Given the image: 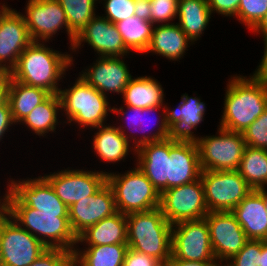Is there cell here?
I'll use <instances>...</instances> for the list:
<instances>
[{
    "mask_svg": "<svg viewBox=\"0 0 267 266\" xmlns=\"http://www.w3.org/2000/svg\"><path fill=\"white\" fill-rule=\"evenodd\" d=\"M205 202L209 212L232 211L253 189L236 171L201 172Z\"/></svg>",
    "mask_w": 267,
    "mask_h": 266,
    "instance_id": "cell-8",
    "label": "cell"
},
{
    "mask_svg": "<svg viewBox=\"0 0 267 266\" xmlns=\"http://www.w3.org/2000/svg\"><path fill=\"white\" fill-rule=\"evenodd\" d=\"M159 208L171 225L204 218L209 211L202 180L199 178L191 183L163 191L160 194Z\"/></svg>",
    "mask_w": 267,
    "mask_h": 266,
    "instance_id": "cell-10",
    "label": "cell"
},
{
    "mask_svg": "<svg viewBox=\"0 0 267 266\" xmlns=\"http://www.w3.org/2000/svg\"><path fill=\"white\" fill-rule=\"evenodd\" d=\"M32 42L23 14L11 8L0 23V72L10 73Z\"/></svg>",
    "mask_w": 267,
    "mask_h": 266,
    "instance_id": "cell-19",
    "label": "cell"
},
{
    "mask_svg": "<svg viewBox=\"0 0 267 266\" xmlns=\"http://www.w3.org/2000/svg\"><path fill=\"white\" fill-rule=\"evenodd\" d=\"M192 44L177 23L158 24L153 27L151 40L145 53H154L170 61H178L183 58Z\"/></svg>",
    "mask_w": 267,
    "mask_h": 266,
    "instance_id": "cell-25",
    "label": "cell"
},
{
    "mask_svg": "<svg viewBox=\"0 0 267 266\" xmlns=\"http://www.w3.org/2000/svg\"><path fill=\"white\" fill-rule=\"evenodd\" d=\"M45 249L9 215L0 218V266H29Z\"/></svg>",
    "mask_w": 267,
    "mask_h": 266,
    "instance_id": "cell-9",
    "label": "cell"
},
{
    "mask_svg": "<svg viewBox=\"0 0 267 266\" xmlns=\"http://www.w3.org/2000/svg\"><path fill=\"white\" fill-rule=\"evenodd\" d=\"M112 188L106 183L99 191L69 207V222L78 237L88 227L117 213Z\"/></svg>",
    "mask_w": 267,
    "mask_h": 266,
    "instance_id": "cell-20",
    "label": "cell"
},
{
    "mask_svg": "<svg viewBox=\"0 0 267 266\" xmlns=\"http://www.w3.org/2000/svg\"><path fill=\"white\" fill-rule=\"evenodd\" d=\"M5 195L0 196V215H8L9 195H10V180L7 185ZM2 197V198H1Z\"/></svg>",
    "mask_w": 267,
    "mask_h": 266,
    "instance_id": "cell-49",
    "label": "cell"
},
{
    "mask_svg": "<svg viewBox=\"0 0 267 266\" xmlns=\"http://www.w3.org/2000/svg\"><path fill=\"white\" fill-rule=\"evenodd\" d=\"M151 0H135V16L151 21Z\"/></svg>",
    "mask_w": 267,
    "mask_h": 266,
    "instance_id": "cell-45",
    "label": "cell"
},
{
    "mask_svg": "<svg viewBox=\"0 0 267 266\" xmlns=\"http://www.w3.org/2000/svg\"><path fill=\"white\" fill-rule=\"evenodd\" d=\"M172 256L185 261L217 262L205 218L172 225Z\"/></svg>",
    "mask_w": 267,
    "mask_h": 266,
    "instance_id": "cell-11",
    "label": "cell"
},
{
    "mask_svg": "<svg viewBox=\"0 0 267 266\" xmlns=\"http://www.w3.org/2000/svg\"><path fill=\"white\" fill-rule=\"evenodd\" d=\"M83 42L100 57H123L130 54L116 25L103 16L96 15L87 23L75 37L70 50L73 53L79 51L81 44L84 46Z\"/></svg>",
    "mask_w": 267,
    "mask_h": 266,
    "instance_id": "cell-16",
    "label": "cell"
},
{
    "mask_svg": "<svg viewBox=\"0 0 267 266\" xmlns=\"http://www.w3.org/2000/svg\"><path fill=\"white\" fill-rule=\"evenodd\" d=\"M127 172H107V183L113 190L118 212H144L160 205V193L146 175L136 166Z\"/></svg>",
    "mask_w": 267,
    "mask_h": 266,
    "instance_id": "cell-6",
    "label": "cell"
},
{
    "mask_svg": "<svg viewBox=\"0 0 267 266\" xmlns=\"http://www.w3.org/2000/svg\"><path fill=\"white\" fill-rule=\"evenodd\" d=\"M240 0H208V6L212 13H218L225 17L237 16Z\"/></svg>",
    "mask_w": 267,
    "mask_h": 266,
    "instance_id": "cell-42",
    "label": "cell"
},
{
    "mask_svg": "<svg viewBox=\"0 0 267 266\" xmlns=\"http://www.w3.org/2000/svg\"><path fill=\"white\" fill-rule=\"evenodd\" d=\"M72 252L60 248H47L29 266H70Z\"/></svg>",
    "mask_w": 267,
    "mask_h": 266,
    "instance_id": "cell-41",
    "label": "cell"
},
{
    "mask_svg": "<svg viewBox=\"0 0 267 266\" xmlns=\"http://www.w3.org/2000/svg\"><path fill=\"white\" fill-rule=\"evenodd\" d=\"M237 171L253 190L266 189L267 150L246 145Z\"/></svg>",
    "mask_w": 267,
    "mask_h": 266,
    "instance_id": "cell-33",
    "label": "cell"
},
{
    "mask_svg": "<svg viewBox=\"0 0 267 266\" xmlns=\"http://www.w3.org/2000/svg\"><path fill=\"white\" fill-rule=\"evenodd\" d=\"M127 244L97 245L82 248L75 247L72 263L75 266H123Z\"/></svg>",
    "mask_w": 267,
    "mask_h": 266,
    "instance_id": "cell-30",
    "label": "cell"
},
{
    "mask_svg": "<svg viewBox=\"0 0 267 266\" xmlns=\"http://www.w3.org/2000/svg\"><path fill=\"white\" fill-rule=\"evenodd\" d=\"M202 171L238 170L246 147L243 134L218 127L217 133L195 139Z\"/></svg>",
    "mask_w": 267,
    "mask_h": 266,
    "instance_id": "cell-7",
    "label": "cell"
},
{
    "mask_svg": "<svg viewBox=\"0 0 267 266\" xmlns=\"http://www.w3.org/2000/svg\"><path fill=\"white\" fill-rule=\"evenodd\" d=\"M50 93L39 87L22 84L11 78L8 88V103L15 124H19Z\"/></svg>",
    "mask_w": 267,
    "mask_h": 266,
    "instance_id": "cell-31",
    "label": "cell"
},
{
    "mask_svg": "<svg viewBox=\"0 0 267 266\" xmlns=\"http://www.w3.org/2000/svg\"><path fill=\"white\" fill-rule=\"evenodd\" d=\"M8 215L47 248L73 253L77 237L69 222V213L42 212L28 206H8Z\"/></svg>",
    "mask_w": 267,
    "mask_h": 266,
    "instance_id": "cell-5",
    "label": "cell"
},
{
    "mask_svg": "<svg viewBox=\"0 0 267 266\" xmlns=\"http://www.w3.org/2000/svg\"><path fill=\"white\" fill-rule=\"evenodd\" d=\"M135 154L136 166L146 175L155 189L160 194L169 189L170 138L144 144Z\"/></svg>",
    "mask_w": 267,
    "mask_h": 266,
    "instance_id": "cell-22",
    "label": "cell"
},
{
    "mask_svg": "<svg viewBox=\"0 0 267 266\" xmlns=\"http://www.w3.org/2000/svg\"><path fill=\"white\" fill-rule=\"evenodd\" d=\"M130 52L145 53L152 36L154 24L151 21L132 16L114 23Z\"/></svg>",
    "mask_w": 267,
    "mask_h": 266,
    "instance_id": "cell-34",
    "label": "cell"
},
{
    "mask_svg": "<svg viewBox=\"0 0 267 266\" xmlns=\"http://www.w3.org/2000/svg\"><path fill=\"white\" fill-rule=\"evenodd\" d=\"M242 134L247 146L267 150V109Z\"/></svg>",
    "mask_w": 267,
    "mask_h": 266,
    "instance_id": "cell-38",
    "label": "cell"
},
{
    "mask_svg": "<svg viewBox=\"0 0 267 266\" xmlns=\"http://www.w3.org/2000/svg\"><path fill=\"white\" fill-rule=\"evenodd\" d=\"M159 263L160 261L152 256L128 248L123 266H157Z\"/></svg>",
    "mask_w": 267,
    "mask_h": 266,
    "instance_id": "cell-43",
    "label": "cell"
},
{
    "mask_svg": "<svg viewBox=\"0 0 267 266\" xmlns=\"http://www.w3.org/2000/svg\"><path fill=\"white\" fill-rule=\"evenodd\" d=\"M11 81L8 72H0V106L8 101V88Z\"/></svg>",
    "mask_w": 267,
    "mask_h": 266,
    "instance_id": "cell-47",
    "label": "cell"
},
{
    "mask_svg": "<svg viewBox=\"0 0 267 266\" xmlns=\"http://www.w3.org/2000/svg\"><path fill=\"white\" fill-rule=\"evenodd\" d=\"M225 263L223 266H260L261 240H249L236 255Z\"/></svg>",
    "mask_w": 267,
    "mask_h": 266,
    "instance_id": "cell-37",
    "label": "cell"
},
{
    "mask_svg": "<svg viewBox=\"0 0 267 266\" xmlns=\"http://www.w3.org/2000/svg\"><path fill=\"white\" fill-rule=\"evenodd\" d=\"M68 87L61 88L59 92L62 114L66 116L62 122L70 125L73 122L82 128V132L87 127L89 130L105 125L107 116L113 112L108 97L80 76L71 87L70 85Z\"/></svg>",
    "mask_w": 267,
    "mask_h": 266,
    "instance_id": "cell-4",
    "label": "cell"
},
{
    "mask_svg": "<svg viewBox=\"0 0 267 266\" xmlns=\"http://www.w3.org/2000/svg\"><path fill=\"white\" fill-rule=\"evenodd\" d=\"M201 172L196 141L170 137L169 188L198 180Z\"/></svg>",
    "mask_w": 267,
    "mask_h": 266,
    "instance_id": "cell-21",
    "label": "cell"
},
{
    "mask_svg": "<svg viewBox=\"0 0 267 266\" xmlns=\"http://www.w3.org/2000/svg\"><path fill=\"white\" fill-rule=\"evenodd\" d=\"M249 240H267V214L263 196L250 192L232 211Z\"/></svg>",
    "mask_w": 267,
    "mask_h": 266,
    "instance_id": "cell-24",
    "label": "cell"
},
{
    "mask_svg": "<svg viewBox=\"0 0 267 266\" xmlns=\"http://www.w3.org/2000/svg\"><path fill=\"white\" fill-rule=\"evenodd\" d=\"M266 12L267 0H240L236 18L252 31Z\"/></svg>",
    "mask_w": 267,
    "mask_h": 266,
    "instance_id": "cell-36",
    "label": "cell"
},
{
    "mask_svg": "<svg viewBox=\"0 0 267 266\" xmlns=\"http://www.w3.org/2000/svg\"><path fill=\"white\" fill-rule=\"evenodd\" d=\"M168 103H164L166 122L176 139L195 140L198 135L194 134L198 125L203 121L206 111L205 102L200 97H190L188 94L181 96V101L175 109H171Z\"/></svg>",
    "mask_w": 267,
    "mask_h": 266,
    "instance_id": "cell-23",
    "label": "cell"
},
{
    "mask_svg": "<svg viewBox=\"0 0 267 266\" xmlns=\"http://www.w3.org/2000/svg\"><path fill=\"white\" fill-rule=\"evenodd\" d=\"M99 0H58L62 6L69 26V32L76 37L87 23L96 16Z\"/></svg>",
    "mask_w": 267,
    "mask_h": 266,
    "instance_id": "cell-35",
    "label": "cell"
},
{
    "mask_svg": "<svg viewBox=\"0 0 267 266\" xmlns=\"http://www.w3.org/2000/svg\"><path fill=\"white\" fill-rule=\"evenodd\" d=\"M11 9V7H9L8 5H6L5 3L2 4V6H0V23L2 20V17Z\"/></svg>",
    "mask_w": 267,
    "mask_h": 266,
    "instance_id": "cell-52",
    "label": "cell"
},
{
    "mask_svg": "<svg viewBox=\"0 0 267 266\" xmlns=\"http://www.w3.org/2000/svg\"><path fill=\"white\" fill-rule=\"evenodd\" d=\"M23 14L33 42H48L60 30L65 29L71 49L75 37L69 32L65 12L58 0H27Z\"/></svg>",
    "mask_w": 267,
    "mask_h": 266,
    "instance_id": "cell-13",
    "label": "cell"
},
{
    "mask_svg": "<svg viewBox=\"0 0 267 266\" xmlns=\"http://www.w3.org/2000/svg\"><path fill=\"white\" fill-rule=\"evenodd\" d=\"M264 198L265 201V210H266V214H267V190L266 189H258L257 190Z\"/></svg>",
    "mask_w": 267,
    "mask_h": 266,
    "instance_id": "cell-53",
    "label": "cell"
},
{
    "mask_svg": "<svg viewBox=\"0 0 267 266\" xmlns=\"http://www.w3.org/2000/svg\"><path fill=\"white\" fill-rule=\"evenodd\" d=\"M62 113L59 94H50L42 103L36 106L20 124L27 126L37 136H46L47 133H55L59 114ZM58 117V118H57Z\"/></svg>",
    "mask_w": 267,
    "mask_h": 266,
    "instance_id": "cell-32",
    "label": "cell"
},
{
    "mask_svg": "<svg viewBox=\"0 0 267 266\" xmlns=\"http://www.w3.org/2000/svg\"><path fill=\"white\" fill-rule=\"evenodd\" d=\"M56 195L69 208L72 204L92 196L107 183V172L84 169H63L44 174Z\"/></svg>",
    "mask_w": 267,
    "mask_h": 266,
    "instance_id": "cell-12",
    "label": "cell"
},
{
    "mask_svg": "<svg viewBox=\"0 0 267 266\" xmlns=\"http://www.w3.org/2000/svg\"><path fill=\"white\" fill-rule=\"evenodd\" d=\"M211 15L208 0H178L177 24L193 44L204 34Z\"/></svg>",
    "mask_w": 267,
    "mask_h": 266,
    "instance_id": "cell-28",
    "label": "cell"
},
{
    "mask_svg": "<svg viewBox=\"0 0 267 266\" xmlns=\"http://www.w3.org/2000/svg\"><path fill=\"white\" fill-rule=\"evenodd\" d=\"M82 243V244H81ZM76 247L127 244V218L125 214L117 212L88 227L77 237Z\"/></svg>",
    "mask_w": 267,
    "mask_h": 266,
    "instance_id": "cell-26",
    "label": "cell"
},
{
    "mask_svg": "<svg viewBox=\"0 0 267 266\" xmlns=\"http://www.w3.org/2000/svg\"><path fill=\"white\" fill-rule=\"evenodd\" d=\"M106 124L101 125L97 128L93 136L92 146L94 152L100 160L107 163H118L124 161L129 151L134 152L132 155L135 156V148L126 139V137L117 128V125ZM133 149V150H132Z\"/></svg>",
    "mask_w": 267,
    "mask_h": 266,
    "instance_id": "cell-27",
    "label": "cell"
},
{
    "mask_svg": "<svg viewBox=\"0 0 267 266\" xmlns=\"http://www.w3.org/2000/svg\"><path fill=\"white\" fill-rule=\"evenodd\" d=\"M150 9L154 25L171 24L177 18L178 0H151Z\"/></svg>",
    "mask_w": 267,
    "mask_h": 266,
    "instance_id": "cell-40",
    "label": "cell"
},
{
    "mask_svg": "<svg viewBox=\"0 0 267 266\" xmlns=\"http://www.w3.org/2000/svg\"><path fill=\"white\" fill-rule=\"evenodd\" d=\"M267 266V240H261V265Z\"/></svg>",
    "mask_w": 267,
    "mask_h": 266,
    "instance_id": "cell-51",
    "label": "cell"
},
{
    "mask_svg": "<svg viewBox=\"0 0 267 266\" xmlns=\"http://www.w3.org/2000/svg\"><path fill=\"white\" fill-rule=\"evenodd\" d=\"M219 127L243 133L267 109V84L253 75H233L225 88Z\"/></svg>",
    "mask_w": 267,
    "mask_h": 266,
    "instance_id": "cell-2",
    "label": "cell"
},
{
    "mask_svg": "<svg viewBox=\"0 0 267 266\" xmlns=\"http://www.w3.org/2000/svg\"><path fill=\"white\" fill-rule=\"evenodd\" d=\"M102 1V0H101ZM105 13L103 17L117 23L135 15V0H103Z\"/></svg>",
    "mask_w": 267,
    "mask_h": 266,
    "instance_id": "cell-39",
    "label": "cell"
},
{
    "mask_svg": "<svg viewBox=\"0 0 267 266\" xmlns=\"http://www.w3.org/2000/svg\"><path fill=\"white\" fill-rule=\"evenodd\" d=\"M46 44L32 42L20 54L17 64L9 74L13 80L22 84L42 88L50 94H59L62 88L59 81H63L68 68L74 66V57L71 56L73 53H63Z\"/></svg>",
    "mask_w": 267,
    "mask_h": 266,
    "instance_id": "cell-1",
    "label": "cell"
},
{
    "mask_svg": "<svg viewBox=\"0 0 267 266\" xmlns=\"http://www.w3.org/2000/svg\"><path fill=\"white\" fill-rule=\"evenodd\" d=\"M210 233L213 254L219 265L236 255L249 241L231 212H208L204 217Z\"/></svg>",
    "mask_w": 267,
    "mask_h": 266,
    "instance_id": "cell-14",
    "label": "cell"
},
{
    "mask_svg": "<svg viewBox=\"0 0 267 266\" xmlns=\"http://www.w3.org/2000/svg\"><path fill=\"white\" fill-rule=\"evenodd\" d=\"M253 34H262L263 41H267V12L259 24L252 30Z\"/></svg>",
    "mask_w": 267,
    "mask_h": 266,
    "instance_id": "cell-50",
    "label": "cell"
},
{
    "mask_svg": "<svg viewBox=\"0 0 267 266\" xmlns=\"http://www.w3.org/2000/svg\"><path fill=\"white\" fill-rule=\"evenodd\" d=\"M127 107V108H126ZM113 108V113L112 114H118L119 117H121L122 119L125 120L126 118V123L129 124L128 127H126L127 129L131 128L132 130H143V132H146V127L147 125H149V121H147L148 123H146L145 121L148 120L147 116L148 114H153L154 112L160 111V115H157V118H153L152 119H158L159 117V121H157L154 123V125L156 124V130L153 132V130H151L148 134L146 135H142L141 134V138L137 139V136H135V132L132 133L129 131V129L126 131L125 126L122 125H118L117 128L120 130V132L126 137V139L131 143L130 140H132L133 144L132 147L135 148V150L139 149L142 145L144 144H148L151 142H158V141H162L165 139H168L170 137H172V131L169 129V127L167 126V122H166V111H165V107L164 106H155V107H148V108H138V107H131L128 105L124 106H119V108H117V105L115 107V105L112 107ZM127 109V110H124ZM160 109V110H159ZM153 112V113H151ZM146 115V116H145ZM125 116V117H124ZM146 119V120H145ZM146 123V124H144ZM152 124V123H151ZM146 126V127H142V126ZM130 129V130H131ZM128 131L130 133V135L128 134ZM138 132V131H137ZM153 132V133H152ZM129 135V136H128ZM134 145V146H133Z\"/></svg>",
    "mask_w": 267,
    "mask_h": 266,
    "instance_id": "cell-18",
    "label": "cell"
},
{
    "mask_svg": "<svg viewBox=\"0 0 267 266\" xmlns=\"http://www.w3.org/2000/svg\"><path fill=\"white\" fill-rule=\"evenodd\" d=\"M10 179L9 206H28L49 213H69V208L43 176L16 181Z\"/></svg>",
    "mask_w": 267,
    "mask_h": 266,
    "instance_id": "cell-15",
    "label": "cell"
},
{
    "mask_svg": "<svg viewBox=\"0 0 267 266\" xmlns=\"http://www.w3.org/2000/svg\"><path fill=\"white\" fill-rule=\"evenodd\" d=\"M169 266H218L217 262H198V261H185L174 258L172 255L167 261Z\"/></svg>",
    "mask_w": 267,
    "mask_h": 266,
    "instance_id": "cell-48",
    "label": "cell"
},
{
    "mask_svg": "<svg viewBox=\"0 0 267 266\" xmlns=\"http://www.w3.org/2000/svg\"><path fill=\"white\" fill-rule=\"evenodd\" d=\"M126 218L128 247L167 262L172 255V225L160 208L130 213Z\"/></svg>",
    "mask_w": 267,
    "mask_h": 266,
    "instance_id": "cell-3",
    "label": "cell"
},
{
    "mask_svg": "<svg viewBox=\"0 0 267 266\" xmlns=\"http://www.w3.org/2000/svg\"><path fill=\"white\" fill-rule=\"evenodd\" d=\"M124 58L126 56H98L93 65L82 70V73L79 72V76L106 97L111 92L123 95L126 86L133 78Z\"/></svg>",
    "mask_w": 267,
    "mask_h": 266,
    "instance_id": "cell-17",
    "label": "cell"
},
{
    "mask_svg": "<svg viewBox=\"0 0 267 266\" xmlns=\"http://www.w3.org/2000/svg\"><path fill=\"white\" fill-rule=\"evenodd\" d=\"M16 125L13 121L12 114H11V108L8 103V101L0 106V141L4 139V135L8 130H11V126Z\"/></svg>",
    "mask_w": 267,
    "mask_h": 266,
    "instance_id": "cell-44",
    "label": "cell"
},
{
    "mask_svg": "<svg viewBox=\"0 0 267 266\" xmlns=\"http://www.w3.org/2000/svg\"><path fill=\"white\" fill-rule=\"evenodd\" d=\"M264 46V55L256 70L253 72V76L267 84V41H264Z\"/></svg>",
    "mask_w": 267,
    "mask_h": 266,
    "instance_id": "cell-46",
    "label": "cell"
},
{
    "mask_svg": "<svg viewBox=\"0 0 267 266\" xmlns=\"http://www.w3.org/2000/svg\"><path fill=\"white\" fill-rule=\"evenodd\" d=\"M164 89L157 79L151 76L132 78L122 95L124 105L138 108L164 106Z\"/></svg>",
    "mask_w": 267,
    "mask_h": 266,
    "instance_id": "cell-29",
    "label": "cell"
},
{
    "mask_svg": "<svg viewBox=\"0 0 267 266\" xmlns=\"http://www.w3.org/2000/svg\"><path fill=\"white\" fill-rule=\"evenodd\" d=\"M157 266H169L167 262H160Z\"/></svg>",
    "mask_w": 267,
    "mask_h": 266,
    "instance_id": "cell-54",
    "label": "cell"
}]
</instances>
